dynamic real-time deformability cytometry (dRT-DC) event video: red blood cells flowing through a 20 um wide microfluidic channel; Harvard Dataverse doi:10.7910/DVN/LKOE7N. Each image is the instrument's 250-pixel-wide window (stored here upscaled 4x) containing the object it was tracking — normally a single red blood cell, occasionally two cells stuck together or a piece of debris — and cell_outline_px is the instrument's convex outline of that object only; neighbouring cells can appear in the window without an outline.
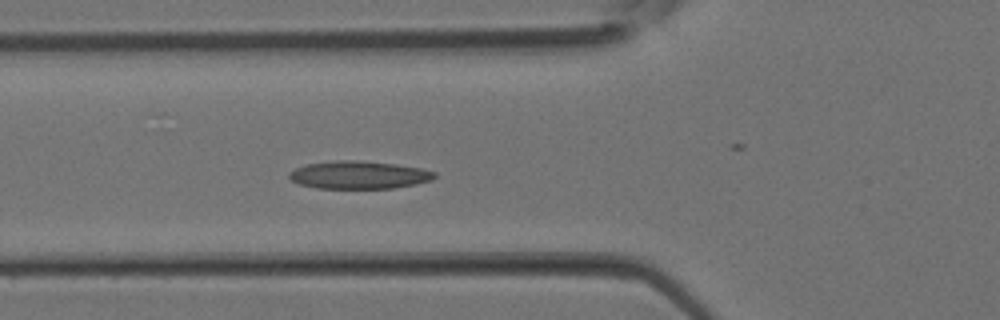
{"species": "Egyptian fruit bat (a non-hibernating species)", "species_latin": "Rousettus aegyptiacus", "temperature_condition": "room temperature", "stored_images_in_passage": 26, "camera_frame_rate_fps": 3000, "um_per_image_px": 0.085, "animal": {"sex": "female"}, "frame": {"image": 1, "passage_image": 2, "time_ms": 0.333, "image_size_px": [1000, 320], "cell_outline_px": [[436, 176], [432, 180], [416, 184], [392, 188], [316, 188], [300, 184], [292, 180], [288, 176], [288, 172], [296, 168], [308, 164], [336, 160], [356, 160], [396, 164], [420, 168], [436, 172]], "centroid_in_image_um": [30.51, 14.87], "position_along_channel_um": 95.3, "area_um2": 23.47}}
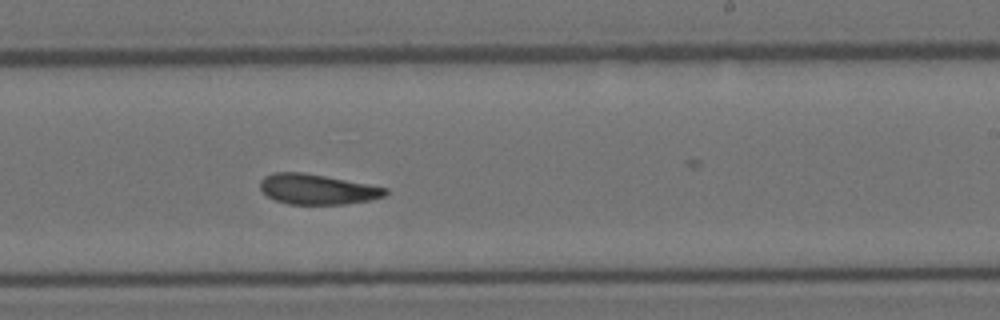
{"frame": {"image": 2, "passage_image": 11, "time_ms": 3.333, "image_size_px": [1000, 320], "cell_outline_px": [[388, 192], [384, 196], [368, 200], [344, 204], [288, 204], [276, 200], [268, 196], [260, 188], [260, 180], [264, 176], [272, 172], [304, 172], [368, 184], [388, 188]], "centroid_in_image_um": [26.94, 16.07], "position_along_channel_um": 262.1, "area_um2": 21.96}}
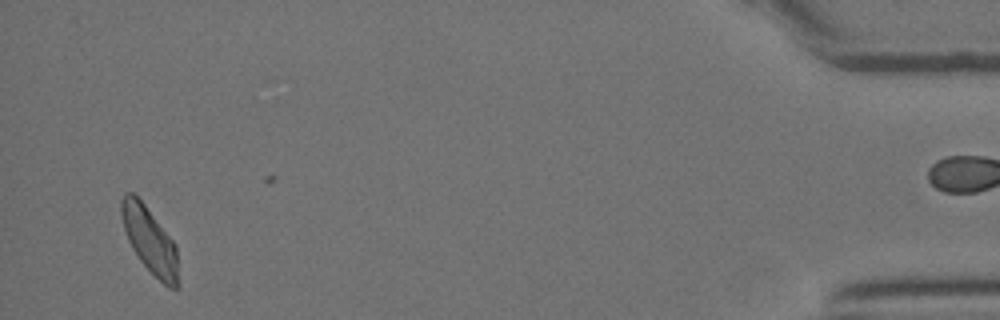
{"frame": {"image": 3, "passage_image": 24, "time_ms": 7.667, "image_size_px": [1000, 320], "cell_outline_px": [[180, 288], [168, 288], [140, 260], [132, 248], [128, 240], [124, 228], [120, 212], [120, 200], [124, 192], [132, 192], [144, 204], [176, 244], [180, 284]], "centroid_in_image_um": [12.75, 20.44], "position_along_channel_um": 422.5, "area_um2": 21.91}}